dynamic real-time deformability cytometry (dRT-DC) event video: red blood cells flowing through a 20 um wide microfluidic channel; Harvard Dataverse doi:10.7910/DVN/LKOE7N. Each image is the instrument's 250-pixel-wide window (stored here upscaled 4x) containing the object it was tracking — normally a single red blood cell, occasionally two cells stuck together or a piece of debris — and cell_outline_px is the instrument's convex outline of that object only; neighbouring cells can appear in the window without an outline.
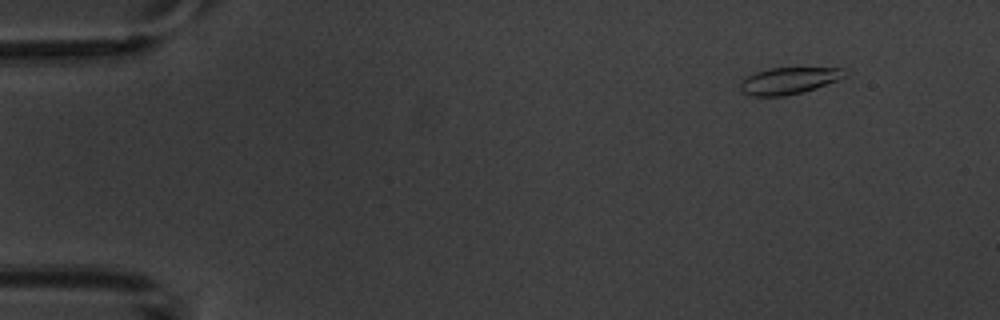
{"species": "common noctule bat (a hibernating species)", "species_latin": "Nyctalus noctula", "temperature_condition": "warm", "stored_images_in_passage": 5, "camera_frame_rate_fps": 3000, "um_per_image_px": 0.085, "animal": {"sex": "male", "body_mass_g": 20.1, "forearm_length_mm": 53.5}, "frame": {"image": 1, "passage_image": 2, "time_ms": 1.0, "image_size_px": [1000, 320], "cell_outline_px": [[848, 76], [816, 88], [804, 92], [784, 96], [752, 96], [740, 92], [740, 84], [748, 76], [756, 72], [768, 68], [848, 68]], "centroid_in_image_um": [67.1, 6.86], "position_along_channel_um": 17.9, "area_um2": 16.42}}